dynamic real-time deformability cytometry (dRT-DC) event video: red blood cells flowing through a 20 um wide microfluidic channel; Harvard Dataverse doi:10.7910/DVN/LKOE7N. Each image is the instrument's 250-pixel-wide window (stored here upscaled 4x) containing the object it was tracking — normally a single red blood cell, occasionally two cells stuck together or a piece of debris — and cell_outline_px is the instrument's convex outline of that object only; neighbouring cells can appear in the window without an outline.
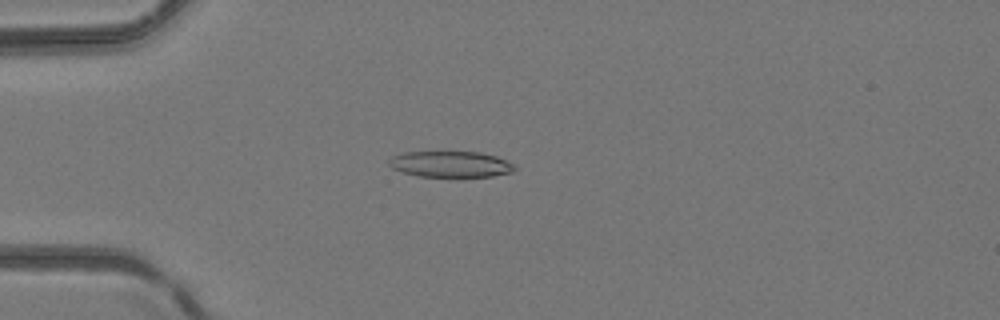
{"species": "common noctule bat (a hibernating species)", "species_latin": "Nyctalus noctula", "temperature_condition": "room temperature", "stored_images_in_passage": 43, "camera_frame_rate_fps": 3000, "um_per_image_px": 0.085, "animal": {"sex": "female", "body_mass_g": 24.6, "forearm_length_mm": 56.2}, "frame": {"image": 1, "passage_image": 9, "time_ms": 2.667, "image_size_px": [1000, 320], "cell_outline_px": [[516, 168], [512, 172], [492, 176], [416, 176], [392, 168], [388, 164], [388, 160], [392, 156], [404, 152], [480, 152], [496, 156], [512, 164]], "centroid_in_image_um": [38.26, 13.95], "position_along_channel_um": 46.7, "area_um2": 18.84}}
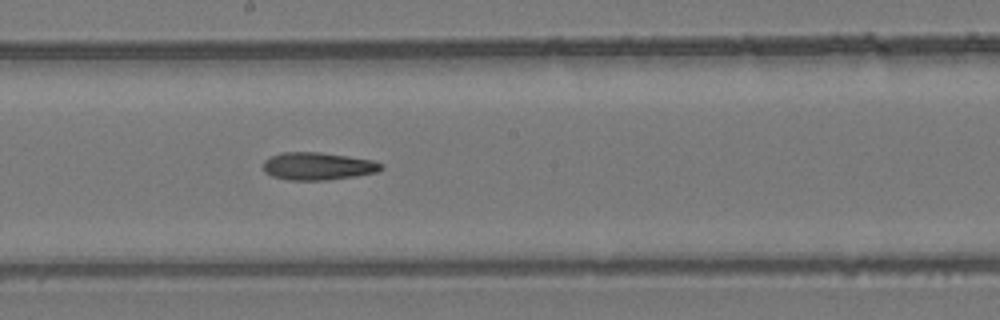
{"frame": {"image": 2, "passage_image": 22, "time_ms": 7.0, "image_size_px": [1000, 320], "cell_outline_px": [[384, 168], [376, 172], [356, 176], [328, 180], [288, 180], [272, 176], [264, 172], [264, 160], [280, 152], [320, 152], [348, 156], [372, 160], [384, 164]], "centroid_in_image_um": [27.03, 14.12], "position_along_channel_um": 221.2, "area_um2": 19.07}}
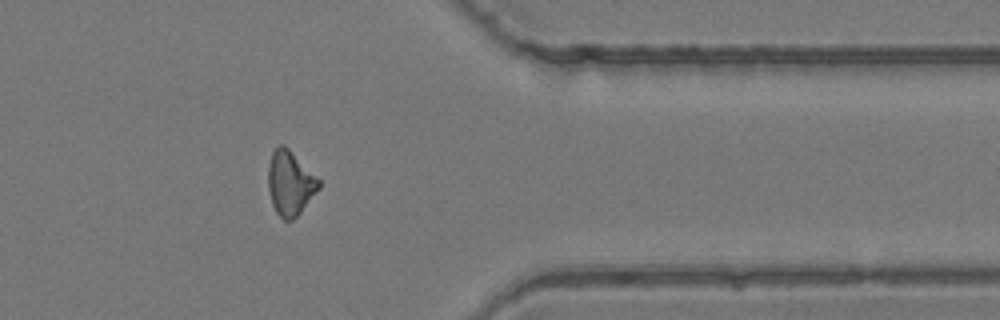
{"frame": {"image": 3, "passage_image": 34, "time_ms": 11.0, "image_size_px": [1000, 320], "cell_outline_px": [[320, 188], [300, 212], [292, 220], [284, 220], [276, 212], [272, 204], [268, 188], [268, 164], [272, 152], [280, 144], [284, 144], [320, 180]], "centroid_in_image_um": [24.64, 15.56], "position_along_channel_um": 386.8, "area_um2": 18.84}}